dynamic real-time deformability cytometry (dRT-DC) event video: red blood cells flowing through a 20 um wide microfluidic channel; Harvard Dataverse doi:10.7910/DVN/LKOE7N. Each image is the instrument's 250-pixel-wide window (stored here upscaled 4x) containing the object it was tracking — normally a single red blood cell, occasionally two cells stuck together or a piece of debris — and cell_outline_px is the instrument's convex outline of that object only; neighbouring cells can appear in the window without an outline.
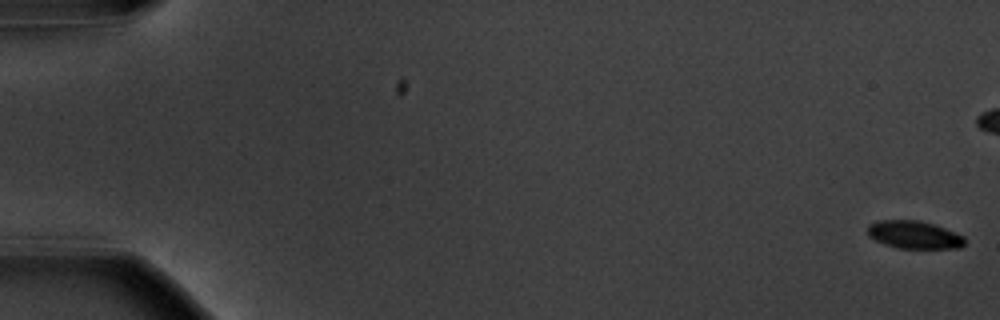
{"species": "common noctule bat (a hibernating species)", "species_latin": "Nyctalus noctula", "temperature_condition": "warm", "stored_images_in_passage": 56, "camera_frame_rate_fps": 3000, "um_per_image_px": 0.085, "animal": {"sex": "male", "body_mass_g": 20.1, "forearm_length_mm": 53.5}, "frame": {"image": 1, "passage_image": 1, "time_ms": 0.0, "image_size_px": [1000, 320], "cell_outline_px": [[964, 244], [960, 248], [900, 248], [884, 244], [868, 236], [868, 224], [876, 220], [920, 220], [936, 224], [964, 236]], "centroid_in_image_um": [77.69, 19.94], "position_along_channel_um": 7.3, "area_um2": 15.84}}
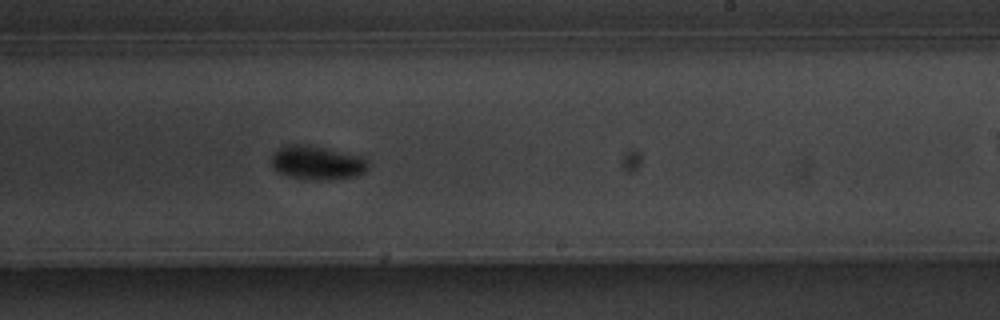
{"frame": {"image": 2, "passage_image": 36, "time_ms": 11.667, "image_size_px": [1000, 320], "cell_outline_px": [[368, 168], [364, 172], [356, 176], [328, 180], [304, 180], [288, 176], [280, 172], [272, 164], [272, 156], [280, 148], [292, 144], [304, 144], [364, 156], [368, 164]], "centroid_in_image_um": [27.0, 13.85], "position_along_channel_um": 262.0, "area_um2": 18.96}}
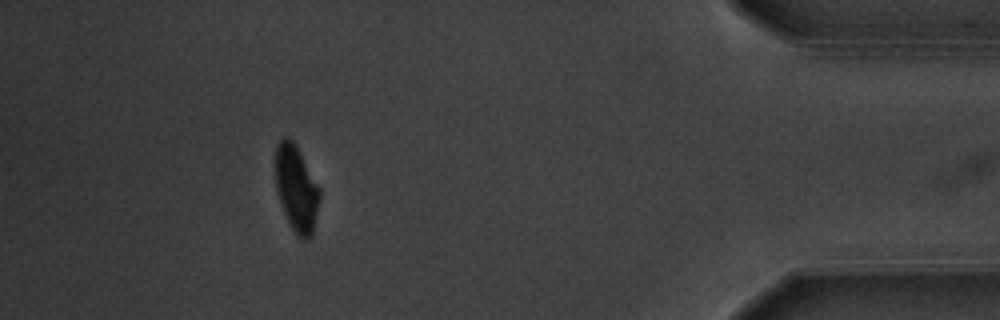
{"frame": {"image": 3, "passage_image": 56, "time_ms": 18.333, "image_size_px": [1000, 320], "cell_outline_px": [[320, 196], [312, 236], [304, 240], [292, 228], [284, 212], [276, 188], [276, 144], [284, 136], [288, 136], [296, 144], [320, 188]], "centroid_in_image_um": [25.2, 15.97], "position_along_channel_um": 410.0, "area_um2": 21.91}, "authors_computed_cell_mechanics": {"area_um2": 17.34, "velocity_mm_per_s": 3.6189, "shape_relaxation_time_tau1_ms": 3.8585, "shape_relaxation_time_tau2_ms": null, "deformation_change_tau1": 0.1664, "deformation_change_tau2": null}}